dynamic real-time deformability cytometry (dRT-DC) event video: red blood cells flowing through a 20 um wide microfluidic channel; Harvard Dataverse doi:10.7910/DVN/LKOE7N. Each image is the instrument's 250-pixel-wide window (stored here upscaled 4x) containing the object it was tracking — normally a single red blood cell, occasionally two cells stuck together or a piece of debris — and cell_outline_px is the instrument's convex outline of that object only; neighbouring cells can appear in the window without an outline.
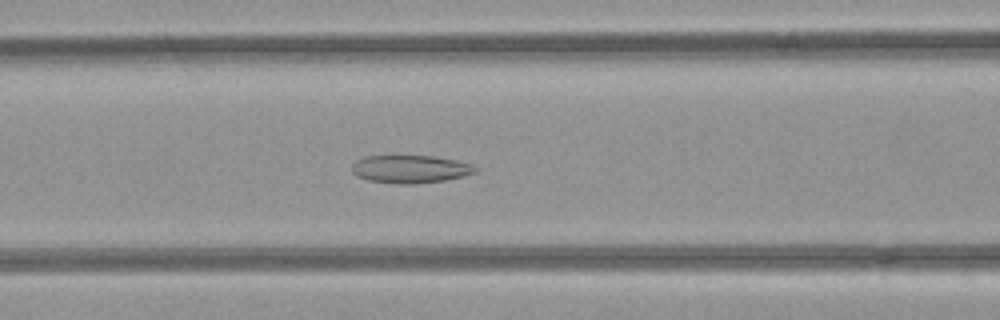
{"species": "common noctule bat (a hibernating species)", "species_latin": "Nyctalus noctula", "temperature_condition": "room temperature", "stored_images_in_passage": 51, "camera_frame_rate_fps": 3000, "um_per_image_px": 0.085, "animal": {"sex": "female", "body_mass_g": 21.9}, "frame": {"image": 1, "passage_image": 21, "time_ms": 6.667, "image_size_px": [1000, 320], "cell_outline_px": [[476, 172], [464, 176], [444, 180], [412, 184], [396, 184], [368, 180], [356, 176], [352, 172], [352, 164], [356, 160], [364, 156], [432, 156], [456, 160], [472, 164], [476, 168]], "centroid_in_image_um": [34.84, 14.37], "position_along_channel_um": 131.8, "area_um2": 20.06}}
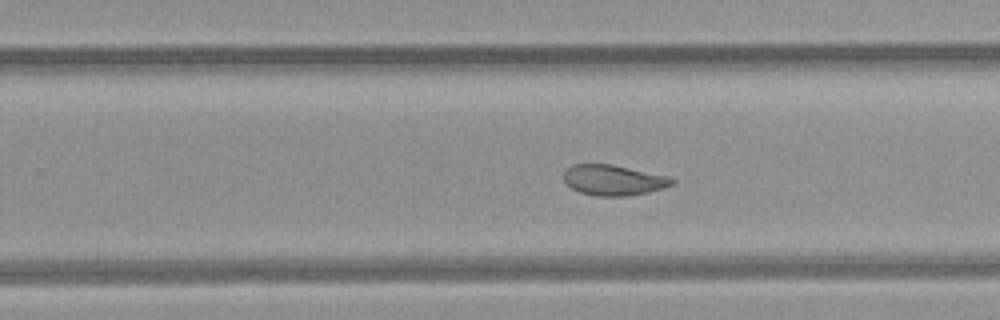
{"frame": {"image": 2, "passage_image": 32, "time_ms": 10.333, "image_size_px": [1000, 320], "cell_outline_px": [[676, 180], [672, 184], [664, 188], [648, 192], [624, 196], [596, 196], [580, 192], [572, 188], [564, 180], [564, 172], [572, 164], [612, 164], [668, 176]], "centroid_in_image_um": [52.15, 15.3], "position_along_channel_um": 277.6, "area_um2": 19.13}}
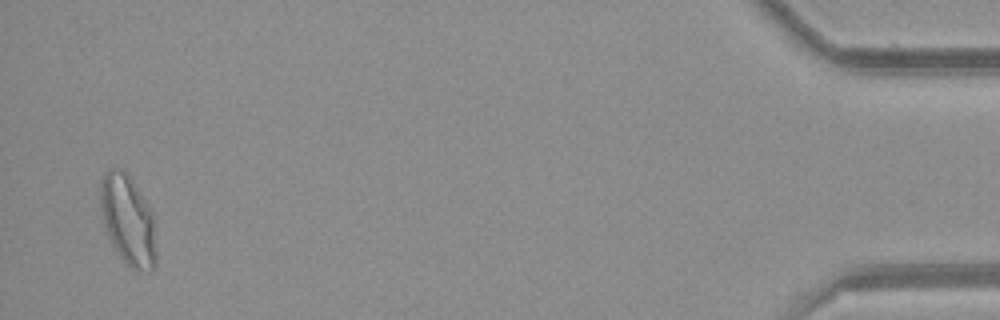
{"frame": {"image": 3, "passage_image": 50, "time_ms": 16.333, "image_size_px": [1000, 320], "cell_outline_px": [[156, 264], [152, 272], [136, 272], [120, 256], [104, 224], [100, 204], [100, 184], [104, 172], [108, 168], [116, 168], [124, 172], [148, 204], [152, 212], [156, 252]], "centroid_in_image_um": [10.89, 18.75], "position_along_channel_um": 424.3, "area_um2": 28.73}, "authors_computed_cell_mechanics": {"area_um2": 22.542, "velocity_mm_per_s": 3.9927, "shape_relaxation_time_tau1_ms": null, "shape_relaxation_time_tau2_ms": 2.3308, "deformation_change_tau1": null, "deformation_change_tau2": 0.0829}}